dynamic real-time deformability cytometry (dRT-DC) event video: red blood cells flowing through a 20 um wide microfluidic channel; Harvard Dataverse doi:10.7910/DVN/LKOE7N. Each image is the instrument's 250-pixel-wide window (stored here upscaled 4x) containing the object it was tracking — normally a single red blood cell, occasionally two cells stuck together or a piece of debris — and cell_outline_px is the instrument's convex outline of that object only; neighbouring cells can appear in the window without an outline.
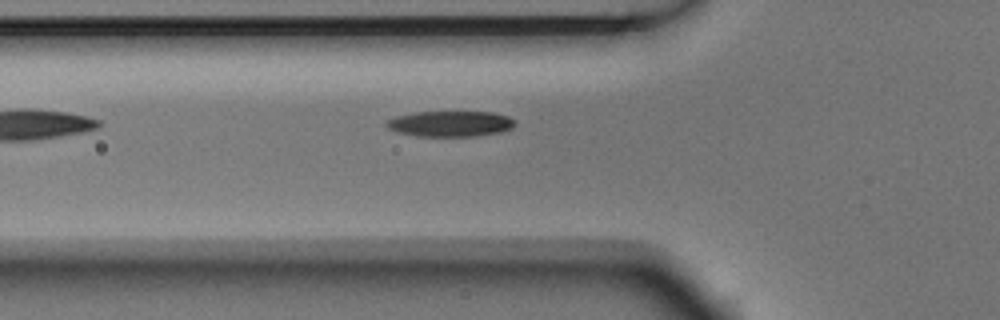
{"species": "Egyptian fruit bat (a non-hibernating species)", "species_latin": "Rousettus aegyptiacus", "temperature_condition": "room temperature", "stored_images_in_passage": 5, "camera_frame_rate_fps": 3000, "um_per_image_px": 0.085, "animal": {"sex": "male"}, "frame": {"image": 1, "passage_image": 5, "time_ms": 1.333, "image_size_px": [1000, 320], "cell_outline_px": [[516, 124], [512, 128], [500, 132], [476, 136], [420, 136], [400, 132], [388, 128], [384, 124], [388, 120], [396, 116], [416, 112], [492, 112], [508, 116]], "centroid_in_image_um": [38.29, 10.51], "position_along_channel_um": 87.5, "area_um2": 19.02}}